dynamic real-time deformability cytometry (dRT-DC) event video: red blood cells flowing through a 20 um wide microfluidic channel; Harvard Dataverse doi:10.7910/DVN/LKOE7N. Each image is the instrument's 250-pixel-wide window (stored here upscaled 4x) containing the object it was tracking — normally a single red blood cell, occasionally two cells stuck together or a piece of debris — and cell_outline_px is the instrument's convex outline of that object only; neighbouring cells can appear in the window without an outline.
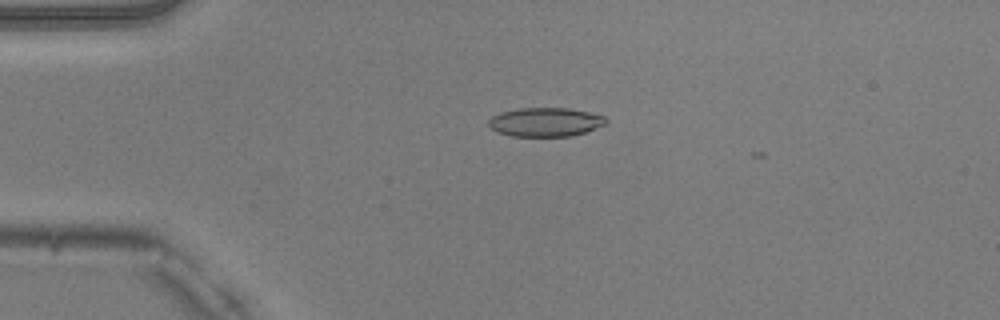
{"species": "common noctule bat (a hibernating species)", "species_latin": "Nyctalus noctula", "temperature_condition": "warm", "stored_images_in_passage": 3, "camera_frame_rate_fps": 3000, "um_per_image_px": 0.085, "animal": {"sex": "male", "body_mass_g": 20.5, "forearm_length_mm": 52.5}, "frame": {"image": 1, "passage_image": 1, "time_ms": 0.0, "image_size_px": [1000, 320], "cell_outline_px": [[608, 124], [572, 136], [512, 136], [496, 132], [488, 124], [488, 120], [492, 116], [500, 112], [520, 108], [568, 108], [588, 112], [604, 116], [608, 120]], "centroid_in_image_um": [46.36, 10.37], "position_along_channel_um": 38.6, "area_um2": 19.83}}